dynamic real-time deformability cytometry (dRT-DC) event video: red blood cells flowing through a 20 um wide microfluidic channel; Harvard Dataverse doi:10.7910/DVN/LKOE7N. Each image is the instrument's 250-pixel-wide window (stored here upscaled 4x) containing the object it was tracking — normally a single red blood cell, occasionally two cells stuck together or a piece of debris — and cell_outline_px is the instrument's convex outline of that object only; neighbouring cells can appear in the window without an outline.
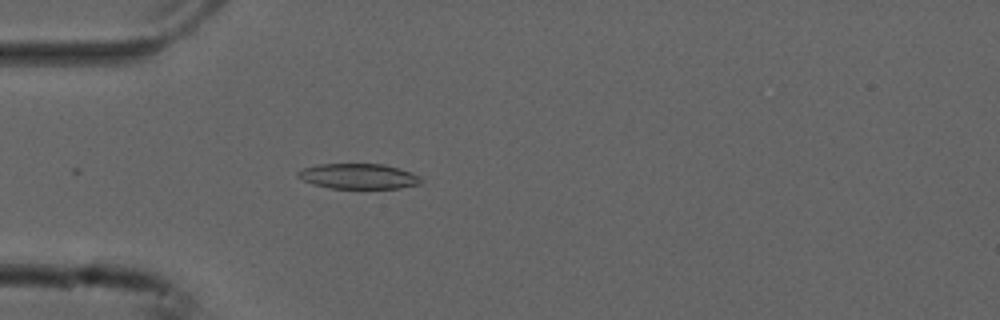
{"species": "common noctule bat (a hibernating species)", "species_latin": "Nyctalus noctula", "temperature_condition": "cold", "stored_images_in_passage": 15, "camera_frame_rate_fps": 3000, "um_per_image_px": 0.085, "animal": {"sex": "male", "forearm_length_mm": 52.5}, "frame": {"image": 1, "passage_image": 11, "time_ms": 3.333, "image_size_px": [1000, 320], "cell_outline_px": [[424, 180], [420, 184], [400, 188], [328, 188], [312, 184], [296, 176], [296, 172], [304, 168], [320, 164], [384, 164], [412, 172], [420, 176]], "centroid_in_image_um": [30.49, 14.98], "position_along_channel_um": 54.5, "area_um2": 18.21}}
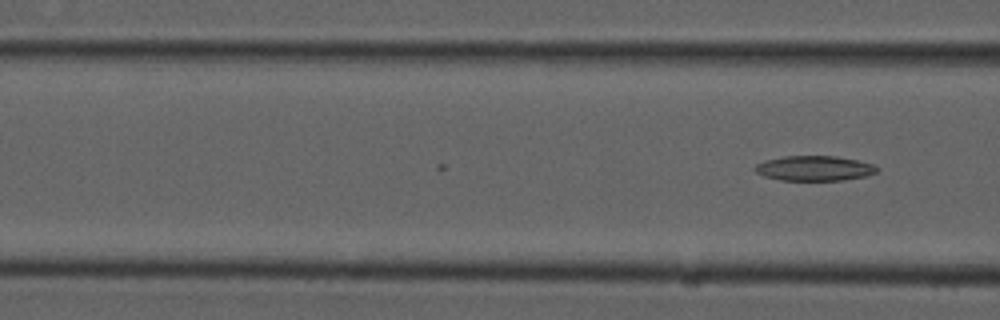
{"frame": {"image": 2, "passage_image": 15, "time_ms": 4.667, "image_size_px": [1000, 320], "cell_outline_px": [[880, 168], [876, 172], [864, 176], [844, 180], [780, 180], [764, 176], [756, 172], [752, 168], [756, 164], [764, 160], [784, 156], [836, 156], [856, 160], [872, 164]], "centroid_in_image_um": [69.18, 14.3], "position_along_channel_um": 97.4, "area_um2": 17.74}}